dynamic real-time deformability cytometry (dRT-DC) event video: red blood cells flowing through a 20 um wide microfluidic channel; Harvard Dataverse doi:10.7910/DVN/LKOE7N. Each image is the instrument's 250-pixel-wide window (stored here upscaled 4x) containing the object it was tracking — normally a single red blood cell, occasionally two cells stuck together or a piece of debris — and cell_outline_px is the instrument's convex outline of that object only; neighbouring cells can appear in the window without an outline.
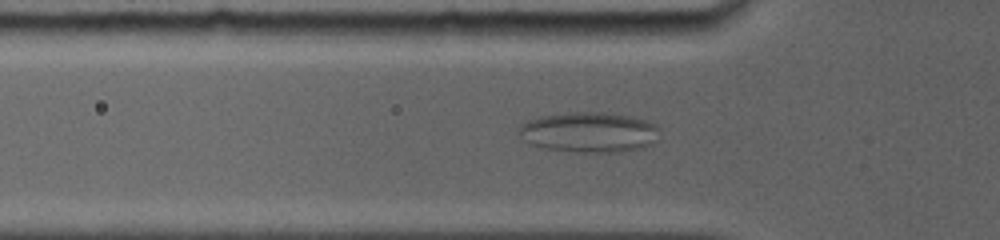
{"species": "common noctule bat (a hibernating species)", "species_latin": "Nyctalus noctula", "temperature_condition": "room temperature", "stored_images_in_passage": 23, "camera_frame_rate_fps": 5000, "um_per_image_px": 0.085, "animal": {"sex": "female", "body_mass_g": 19.0, "forearm_length_mm": 56.7}, "frame": {"image": 1, "passage_image": 14, "time_ms": 5.0, "image_size_px": [1000, 240], "cell_outline_px": [[660, 128], [656, 140], [652, 144], [640, 148], [620, 152], [580, 152], [540, 148], [528, 144], [516, 132], [520, 124], [528, 120], [540, 116], [572, 112], [604, 112], [628, 116], [644, 120], [656, 124]], "centroid_in_image_um": [50.03, 11.24], "position_along_channel_um": 75.8, "area_um2": 33.35}}
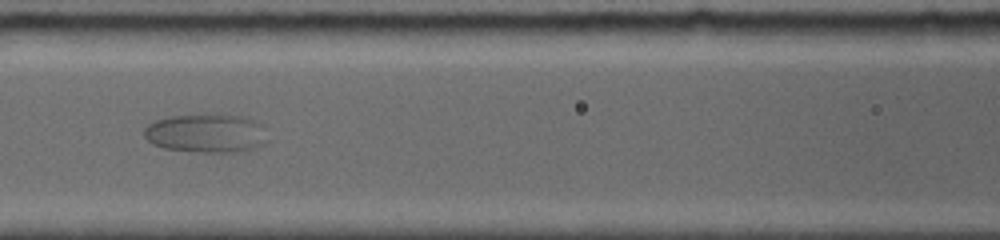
{"frame": {"image": 2, "passage_image": 20, "time_ms": 7.0, "image_size_px": [1000, 240], "cell_outline_px": [[260, 144], [252, 148], [232, 152], [196, 152], [164, 148], [152, 144], [144, 136], [144, 128], [148, 124], [156, 120], [172, 116], [212, 112], [220, 112], [244, 116], [260, 124]], "centroid_in_image_um": [17.39, 11.28], "position_along_channel_um": 149.2, "area_um2": 27.69}}
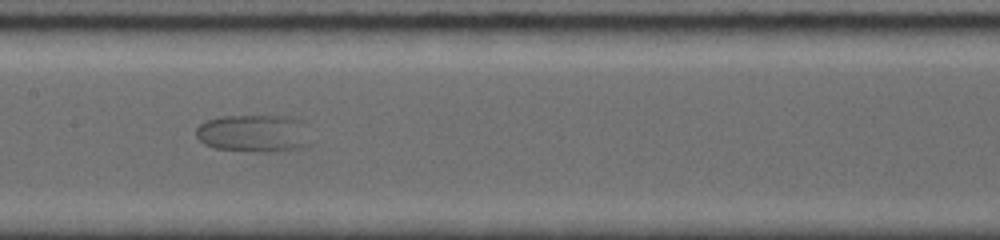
{"frame": {"image": 3, "passage_image": 22, "time_ms": 8.0, "image_size_px": [1000, 240], "cell_outline_px": [[308, 144], [296, 148], [216, 148], [204, 144], [196, 136], [196, 128], [200, 124], [208, 120], [220, 116], [296, 116], [308, 124]], "centroid_in_image_um": [21.58, 11.24], "position_along_channel_um": 185.8, "area_um2": 23.93}}